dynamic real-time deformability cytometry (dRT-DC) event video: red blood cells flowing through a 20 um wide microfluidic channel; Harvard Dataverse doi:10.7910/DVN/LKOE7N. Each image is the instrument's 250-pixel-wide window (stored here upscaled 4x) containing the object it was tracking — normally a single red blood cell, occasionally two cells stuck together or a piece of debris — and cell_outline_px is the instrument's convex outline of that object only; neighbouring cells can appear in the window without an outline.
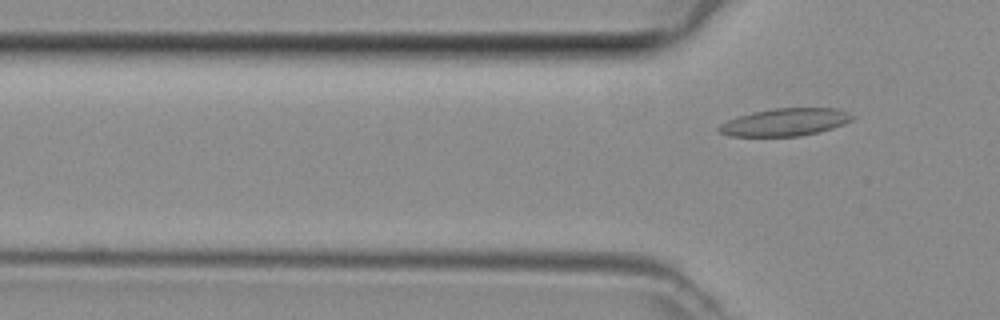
{"species": "common noctule bat (a hibernating species)", "species_latin": "Nyctalus noctula", "temperature_condition": "room temperature", "stored_images_in_passage": 5, "camera_frame_rate_fps": 3000, "um_per_image_px": 0.085, "animal": {"sex": "female", "body_mass_g": 29.2, "forearm_length_mm": 56.3}, "frame": {"image": 1, "passage_image": 5, "time_ms": 1.333, "image_size_px": [1000, 320], "cell_outline_px": [[856, 116], [852, 120], [844, 124], [832, 128], [800, 136], [728, 136], [720, 132], [716, 128], [720, 124], [728, 120], [752, 112], [772, 108], [836, 108], [848, 112]], "centroid_in_image_um": [66.74, 10.38], "position_along_channel_um": 59.1, "area_um2": 21.39}}